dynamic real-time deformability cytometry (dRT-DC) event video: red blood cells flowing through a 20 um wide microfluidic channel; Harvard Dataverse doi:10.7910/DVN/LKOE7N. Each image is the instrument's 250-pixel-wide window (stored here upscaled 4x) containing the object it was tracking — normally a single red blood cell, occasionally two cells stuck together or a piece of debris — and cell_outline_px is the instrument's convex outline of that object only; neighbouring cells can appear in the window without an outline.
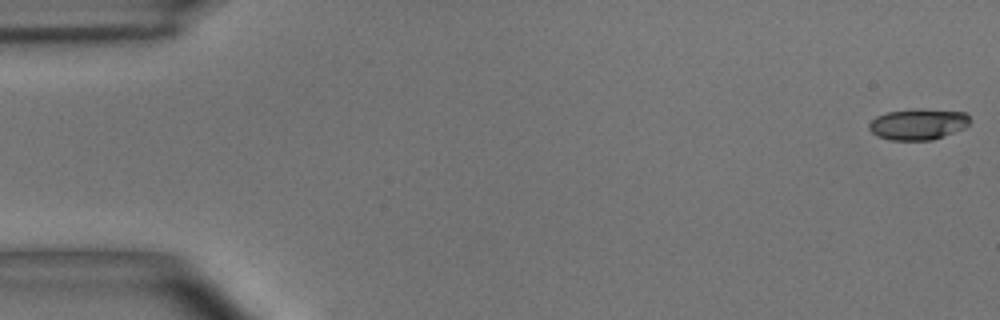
{"species": "common noctule bat (a hibernating species)", "species_latin": "Nyctalus noctula", "temperature_condition": "room temperature", "stored_images_in_passage": 54, "camera_frame_rate_fps": 3000, "um_per_image_px": 0.085, "animal": {"sex": "male", "body_mass_g": 15.6}, "frame": {"image": 1, "passage_image": 1, "time_ms": 0.0, "image_size_px": [1000, 320], "cell_outline_px": [[968, 124], [964, 128], [932, 140], [892, 140], [876, 136], [868, 128], [868, 124], [876, 116], [888, 112], [912, 108], [924, 108], [964, 112], [968, 116]], "centroid_in_image_um": [78.0, 10.54], "position_along_channel_um": 7.0, "area_um2": 18.32}}
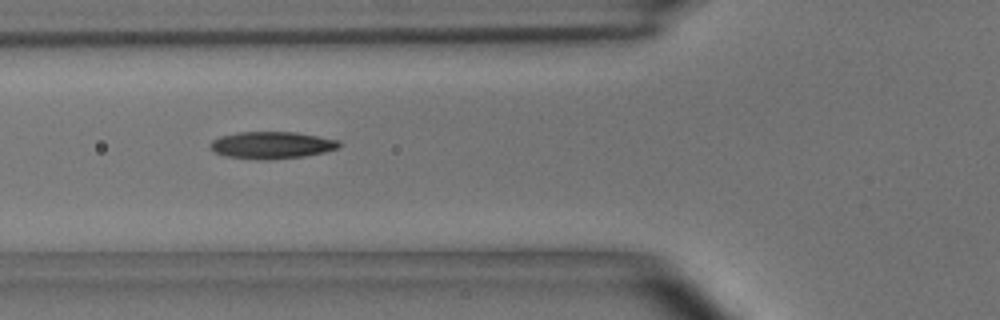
{"frame": {"image": 2, "passage_image": 20, "time_ms": 6.333, "image_size_px": [1000, 320], "cell_outline_px": [[340, 144], [336, 148], [324, 152], [304, 156], [268, 160], [260, 160], [224, 156], [212, 152], [208, 144], [212, 140], [220, 136], [236, 132], [296, 132], [340, 140]], "centroid_in_image_um": [23.03, 12.34], "position_along_channel_um": 102.8, "area_um2": 20.52}}
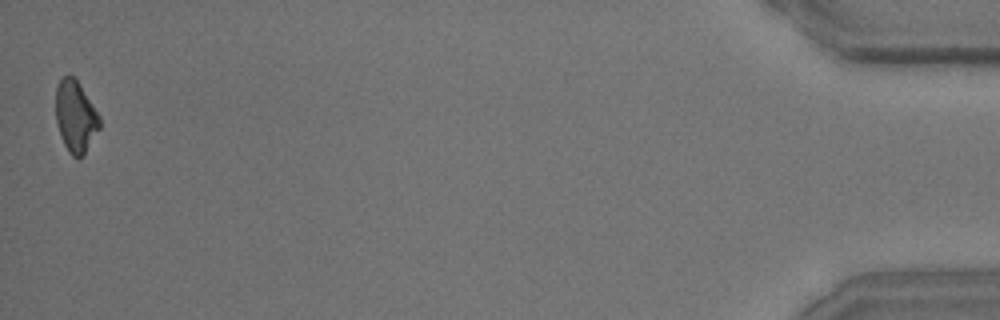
{"frame": {"image": 3, "passage_image": 54, "time_ms": 17.667, "image_size_px": [1000, 320], "cell_outline_px": [[100, 128], [84, 152], [80, 156], [72, 156], [68, 152], [64, 144], [56, 120], [56, 88], [60, 80], [64, 76], [72, 76], [80, 84], [100, 116]], "centroid_in_image_um": [6.42, 9.88], "position_along_channel_um": 428.8, "area_um2": 17.86}, "authors_computed_cell_mechanics": {"area_um2": 19.3341, "velocity_mm_per_s": 3.6836, "shape_relaxation_time_tau1_ms": 4.1506, "shape_relaxation_time_tau2_ms": 3.3113, "deformation_change_tau1": 0.1444, "deformation_change_tau2": 0.1134}}